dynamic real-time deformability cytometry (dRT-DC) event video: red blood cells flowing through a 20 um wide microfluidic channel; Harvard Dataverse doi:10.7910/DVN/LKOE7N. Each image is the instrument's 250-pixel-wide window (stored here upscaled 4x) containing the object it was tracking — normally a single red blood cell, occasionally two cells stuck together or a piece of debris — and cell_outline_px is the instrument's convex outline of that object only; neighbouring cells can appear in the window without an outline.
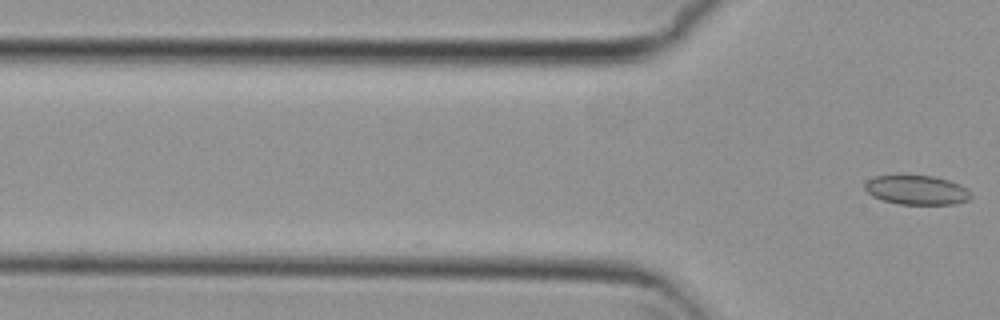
{"species": "common noctule bat (a hibernating species)", "species_latin": "Nyctalus noctula", "temperature_condition": "cold", "stored_images_in_passage": 4, "camera_frame_rate_fps": 3000, "um_per_image_px": 0.085, "animal": {"sex": "female", "body_mass_g": 29.2, "forearm_length_mm": 56.3}, "frame": {"image": 1, "passage_image": 4, "time_ms": 1.0, "image_size_px": [1000, 320], "cell_outline_px": [[972, 196], [968, 200], [956, 204], [896, 204], [872, 196], [864, 188], [864, 184], [868, 180], [876, 176], [932, 176], [948, 180], [960, 184], [968, 188], [972, 192]], "centroid_in_image_um": [77.97, 16.16], "position_along_channel_um": 47.8, "area_um2": 18.09}}